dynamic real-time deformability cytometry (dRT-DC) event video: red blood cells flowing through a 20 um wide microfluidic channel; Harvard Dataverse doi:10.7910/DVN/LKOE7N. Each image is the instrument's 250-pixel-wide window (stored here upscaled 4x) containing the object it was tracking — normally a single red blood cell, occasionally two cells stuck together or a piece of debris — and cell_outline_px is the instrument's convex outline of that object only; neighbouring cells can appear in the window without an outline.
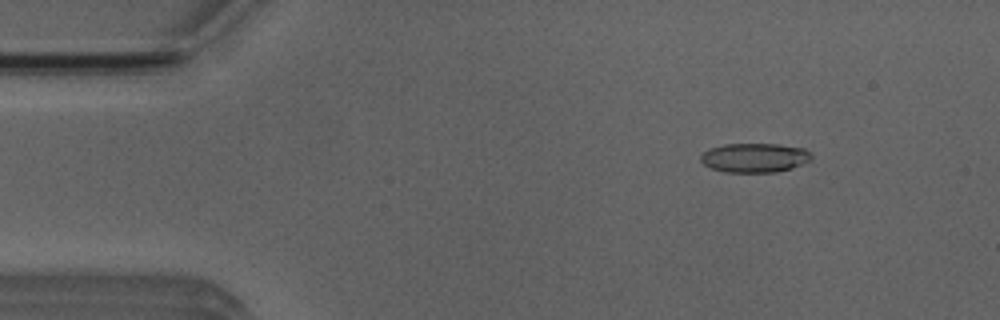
{"species": "Egyptian fruit bat (a non-hibernating species)", "species_latin": "Rousettus aegyptiacus", "temperature_condition": "room temperature", "stored_images_in_passage": 5, "camera_frame_rate_fps": 3000, "um_per_image_px": 0.085, "animal": {"sex": "male"}, "frame": {"image": 1, "passage_image": 2, "time_ms": 1.333, "image_size_px": [1000, 320], "cell_outline_px": [[812, 156], [808, 160], [792, 168], [776, 172], [724, 172], [712, 168], [704, 164], [700, 160], [700, 156], [708, 148], [724, 144], [776, 144], [804, 148]], "centroid_in_image_um": [64.09, 13.4], "position_along_channel_um": 20.9, "area_um2": 18.73}}